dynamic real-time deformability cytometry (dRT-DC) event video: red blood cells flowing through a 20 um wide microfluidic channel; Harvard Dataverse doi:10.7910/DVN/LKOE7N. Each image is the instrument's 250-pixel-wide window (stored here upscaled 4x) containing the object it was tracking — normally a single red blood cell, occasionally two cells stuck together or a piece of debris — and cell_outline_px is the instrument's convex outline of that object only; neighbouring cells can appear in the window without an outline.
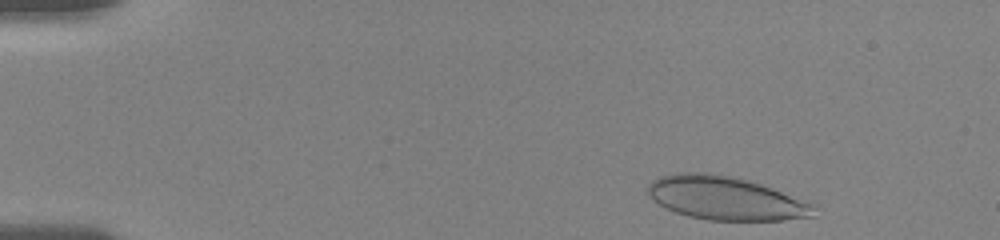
{"species": "human", "species_latin": "Homo sapiens", "temperature_condition": "room temperature", "stored_images_in_passage": 50, "camera_frame_rate_fps": 3000, "um_per_image_px": 0.085, "donor": {"sex": "female"}, "frame": {"image": 1, "passage_image": 1, "time_ms": 0.0, "image_size_px": [1000, 240], "cell_outline_px": [[816, 216], [784, 220], [708, 220], [688, 216], [676, 212], [652, 200], [648, 196], [648, 184], [652, 180], [660, 176], [676, 172], [704, 172], [728, 176], [760, 184], [816, 204]], "centroid_in_image_um": [61.68, 16.85], "position_along_channel_um": 23.3, "area_um2": 41.96}}
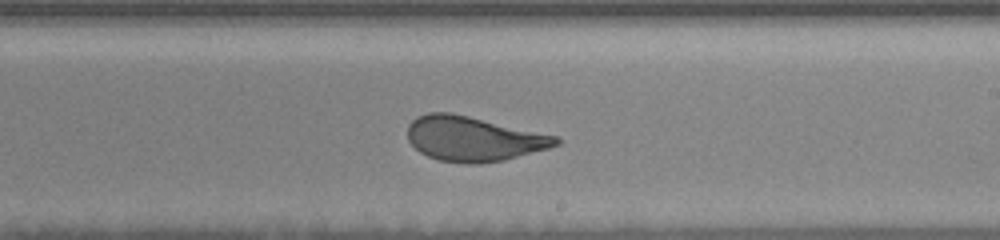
{"frame": {"image": 2, "passage_image": 29, "time_ms": 8.667, "image_size_px": [1000, 240], "cell_outline_px": [[560, 144], [548, 148], [504, 160], [480, 164], [472, 164], [436, 160], [420, 152], [408, 140], [408, 124], [416, 116], [428, 112], [452, 112], [556, 136], [560, 140]], "centroid_in_image_um": [40.2, 11.79], "position_along_channel_um": 248.8, "area_um2": 38.61}}
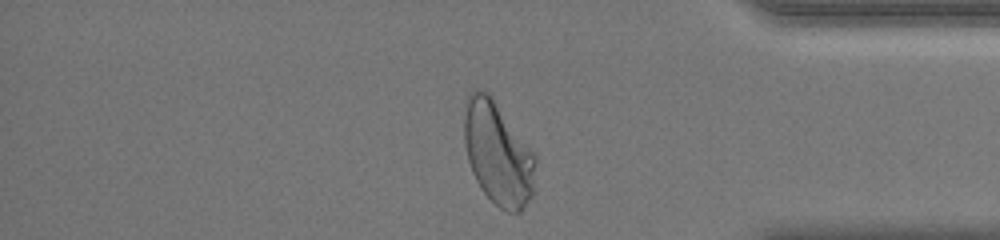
{"frame": {"image": 3, "passage_image": 48, "time_ms": 13.0, "image_size_px": [1000, 240], "cell_outline_px": [[536, 160], [532, 196], [520, 212], [508, 212], [500, 208], [480, 188], [472, 172], [468, 160], [464, 144], [464, 100], [468, 92], [476, 88], [484, 88], [492, 96], [536, 156]], "centroid_in_image_um": [42.28, 12.98], "position_along_channel_um": 392.9, "area_um2": 43.12}, "authors_computed_cell_mechanics": {"area_um2": 40.46, "velocity_mm_per_s": 3.6915, "shape_relaxation_time_tau1_ms": 7.6293, "shape_relaxation_time_tau2_ms": null, "deformation_change_tau1": 0.1954, "deformation_change_tau2": null}}